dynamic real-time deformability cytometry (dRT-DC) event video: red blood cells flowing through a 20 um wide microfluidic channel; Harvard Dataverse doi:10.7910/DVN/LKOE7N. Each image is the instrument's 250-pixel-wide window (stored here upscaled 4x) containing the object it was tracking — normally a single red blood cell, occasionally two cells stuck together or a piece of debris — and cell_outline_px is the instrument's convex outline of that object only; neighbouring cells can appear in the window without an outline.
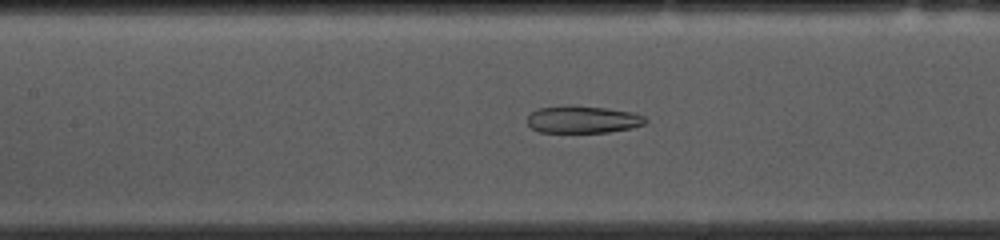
{"species": "common noctule bat (a hibernating species)", "species_latin": "Nyctalus noctula", "temperature_condition": "cold", "stored_images_in_passage": 52, "camera_frame_rate_fps": 3000, "um_per_image_px": 0.085, "animal": {"sex": "female", "body_mass_g": 10.0, "forearm_length_mm": 53.1}, "frame": {"image": 1, "passage_image": 22, "time_ms": 7.0, "image_size_px": [1000, 240], "cell_outline_px": [[648, 120], [644, 124], [632, 128], [608, 132], [540, 132], [532, 128], [528, 124], [528, 116], [532, 112], [540, 108], [568, 104], [608, 108], [636, 112], [644, 116]], "centroid_in_image_um": [49.58, 10.14], "position_along_channel_um": 157.8, "area_um2": 19.02}}
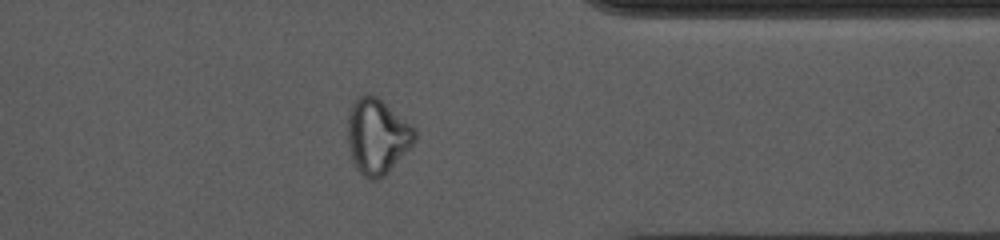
{"frame": {"image": 2, "passage_image": 41, "time_ms": 13.333, "image_size_px": [1000, 240], "cell_outline_px": [[416, 140], [388, 172], [384, 176], [376, 180], [372, 180], [364, 176], [356, 168], [348, 144], [348, 112], [352, 104], [360, 96], [376, 96], [412, 124], [416, 128]], "centroid_in_image_um": [32.08, 11.59], "position_along_channel_um": 379.3, "area_um2": 29.07}}
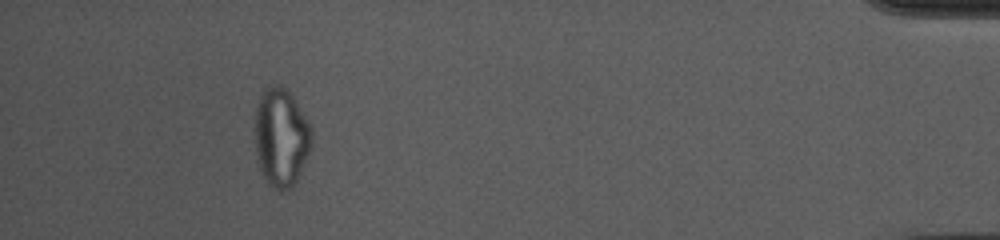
{"frame": {"image": 3, "passage_image": 48, "time_ms": 15.667, "image_size_px": [1000, 240], "cell_outline_px": [[312, 148], [292, 188], [276, 188], [268, 184], [260, 168], [256, 156], [252, 128], [256, 104], [260, 92], [264, 88], [272, 84], [280, 84], [292, 96], [308, 120], [312, 128]], "centroid_in_image_um": [23.85, 11.61], "position_along_channel_um": 411.3, "area_um2": 33.23}, "authors_computed_cell_mechanics": {"area_um2": 25.4898, "velocity_mm_per_s": 3.6963, "shape_relaxation_time_tau1_ms": null, "shape_relaxation_time_tau2_ms": 2.0731, "deformation_change_tau1": null, "deformation_change_tau2": 0.0909}}